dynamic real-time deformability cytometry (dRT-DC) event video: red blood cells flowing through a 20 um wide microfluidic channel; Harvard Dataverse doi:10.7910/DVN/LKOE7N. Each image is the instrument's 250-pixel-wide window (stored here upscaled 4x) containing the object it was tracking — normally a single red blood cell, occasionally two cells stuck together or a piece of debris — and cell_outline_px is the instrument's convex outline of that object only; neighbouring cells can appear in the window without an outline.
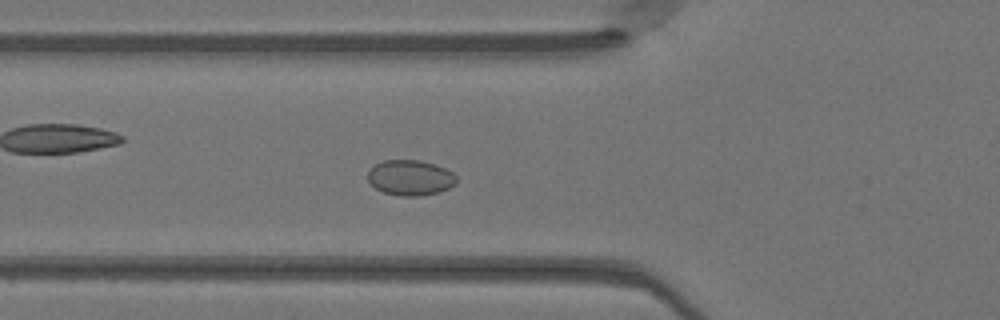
{"species": "Egyptian fruit bat (a non-hibernating species)", "species_latin": "Rousettus aegyptiacus", "temperature_condition": "warm", "stored_images_in_passage": 50, "camera_frame_rate_fps": 3000, "um_per_image_px": 0.085, "animal": {"sex": "female"}, "frame": {"image": 1, "passage_image": 17, "time_ms": 5.333, "image_size_px": [1000, 320], "cell_outline_px": [[456, 184], [440, 192], [420, 196], [400, 196], [384, 192], [376, 188], [368, 180], [368, 172], [376, 164], [384, 160], [420, 160], [444, 168], [452, 172], [456, 176]], "centroid_in_image_um": [34.89, 15.11], "position_along_channel_um": 90.9, "area_um2": 18.15}}
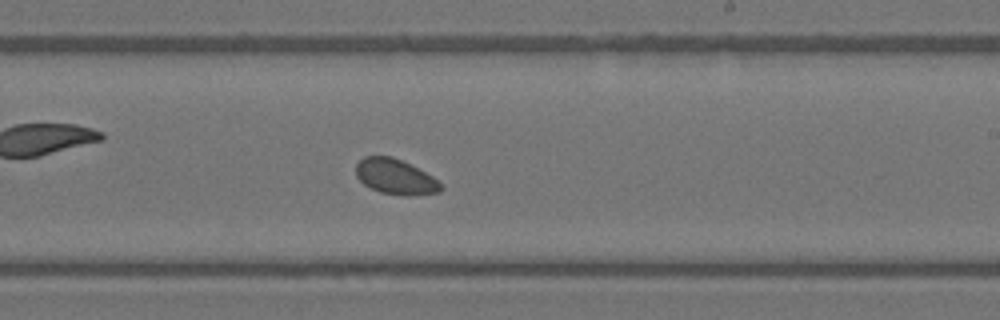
{"frame": {"image": 2, "passage_image": 29, "time_ms": 9.333, "image_size_px": [1000, 320], "cell_outline_px": [[444, 188], [440, 192], [408, 196], [404, 196], [380, 192], [364, 184], [356, 176], [356, 164], [364, 156], [392, 156], [432, 176], [444, 184]], "centroid_in_image_um": [33.63, 15.04], "position_along_channel_um": 255.4, "area_um2": 17.4}}
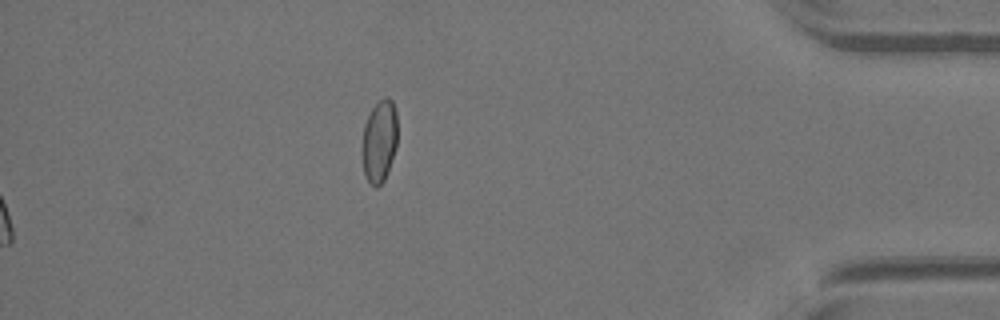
{"frame": {"image": 3, "passage_image": 50, "time_ms": 16.333, "image_size_px": [1000, 320], "cell_outline_px": [[396, 148], [384, 180], [376, 188], [368, 180], [364, 172], [364, 124], [372, 108], [384, 96], [388, 96], [392, 100], [396, 112]], "centroid_in_image_um": [32.27, 11.95], "position_along_channel_um": 402.9, "area_um2": 16.36}}